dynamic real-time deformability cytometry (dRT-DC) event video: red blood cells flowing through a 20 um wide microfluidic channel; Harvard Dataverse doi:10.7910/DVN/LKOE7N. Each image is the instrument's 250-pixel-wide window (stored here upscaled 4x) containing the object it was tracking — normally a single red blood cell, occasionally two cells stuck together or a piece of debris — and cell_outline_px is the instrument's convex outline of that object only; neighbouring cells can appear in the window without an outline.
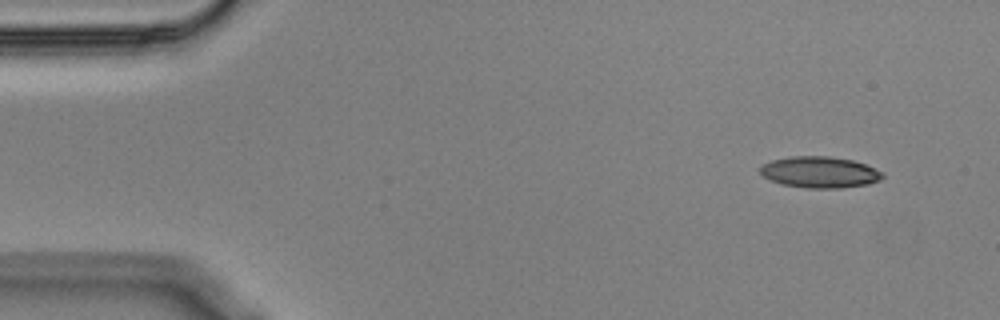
{"species": "Egyptian fruit bat (a non-hibernating species)", "species_latin": "Rousettus aegyptiacus", "temperature_condition": "cold", "stored_images_in_passage": 52, "camera_frame_rate_fps": 3000, "um_per_image_px": 0.085, "animal": {"sex": "male"}, "frame": {"image": 1, "passage_image": 1, "time_ms": 0.0, "image_size_px": [1000, 320], "cell_outline_px": [[884, 176], [880, 180], [868, 184], [840, 188], [808, 188], [780, 184], [764, 176], [760, 172], [760, 168], [764, 164], [772, 160], [792, 156], [828, 156], [852, 160], [864, 164], [884, 172]], "centroid_in_image_um": [69.7, 14.64], "position_along_channel_um": 15.3, "area_um2": 22.2}}
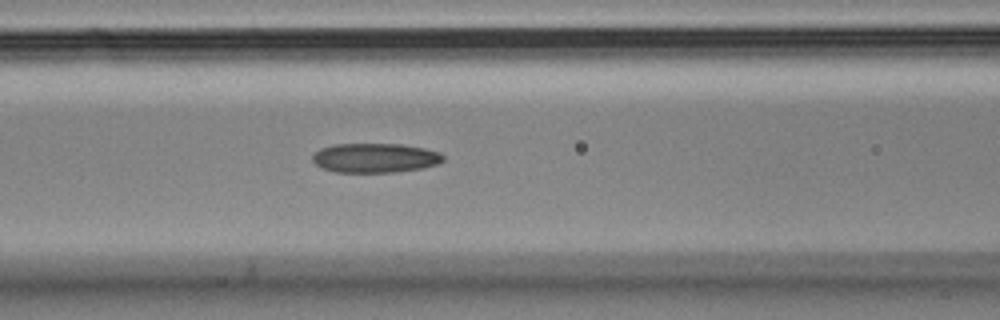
{"frame": {"image": 2, "passage_image": 19, "time_ms": 6.0, "image_size_px": [1000, 320], "cell_outline_px": [[444, 160], [436, 164], [420, 168], [396, 172], [336, 172], [324, 168], [316, 164], [312, 160], [312, 156], [320, 148], [336, 144], [400, 144], [424, 148], [440, 152], [444, 156]], "centroid_in_image_um": [31.88, 13.42], "position_along_channel_um": 134.7, "area_um2": 22.25}}
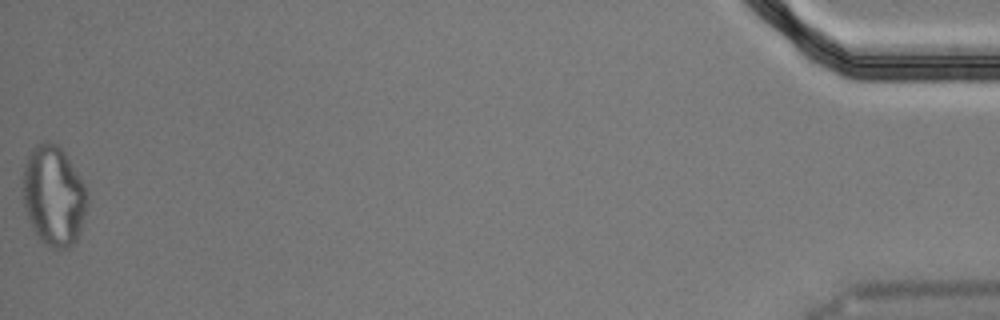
{"frame": {"image": 3, "passage_image": 52, "time_ms": 17.0, "image_size_px": [1000, 320], "cell_outline_px": [[88, 204], [80, 232], [76, 240], [68, 248], [60, 252], [44, 244], [40, 240], [32, 228], [24, 204], [24, 164], [32, 148], [36, 144], [44, 140], [48, 140], [56, 144], [64, 152], [84, 184], [88, 192]], "centroid_in_image_um": [4.58, 16.67], "position_along_channel_um": 430.6, "area_um2": 37.69}, "authors_computed_cell_mechanics": {"area_um2": 22.831, "velocity_mm_per_s": 3.5933, "shape_relaxation_time_tau1_ms": null, "shape_relaxation_time_tau2_ms": 4.9558, "deformation_change_tau1": null, "deformation_change_tau2": 0.1268}}